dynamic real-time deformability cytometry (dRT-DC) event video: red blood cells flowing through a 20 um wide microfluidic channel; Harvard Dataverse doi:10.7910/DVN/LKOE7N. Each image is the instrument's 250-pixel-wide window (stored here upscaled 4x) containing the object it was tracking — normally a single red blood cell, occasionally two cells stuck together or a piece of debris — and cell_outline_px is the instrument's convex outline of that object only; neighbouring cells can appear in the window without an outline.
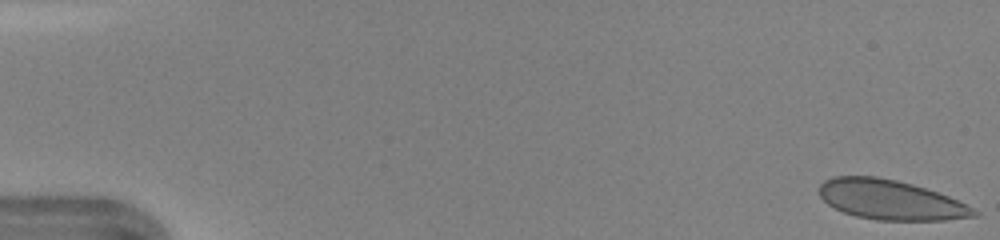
{"species": "human", "species_latin": "Homo sapiens", "temperature_condition": "warm", "stored_images_in_passage": 11, "camera_frame_rate_fps": 3000, "um_per_image_px": 0.085, "donor": {"sex": "female"}, "frame": {"image": 1, "passage_image": 1, "time_ms": 0.0, "image_size_px": [1000, 240], "cell_outline_px": [[980, 216], [944, 220], [876, 220], [856, 216], [844, 212], [828, 204], [820, 196], [820, 184], [824, 180], [832, 176], [876, 176], [896, 180], [912, 184], [948, 196], [980, 212]], "centroid_in_image_um": [75.69, 16.99], "position_along_channel_um": 9.3, "area_um2": 35.6}}